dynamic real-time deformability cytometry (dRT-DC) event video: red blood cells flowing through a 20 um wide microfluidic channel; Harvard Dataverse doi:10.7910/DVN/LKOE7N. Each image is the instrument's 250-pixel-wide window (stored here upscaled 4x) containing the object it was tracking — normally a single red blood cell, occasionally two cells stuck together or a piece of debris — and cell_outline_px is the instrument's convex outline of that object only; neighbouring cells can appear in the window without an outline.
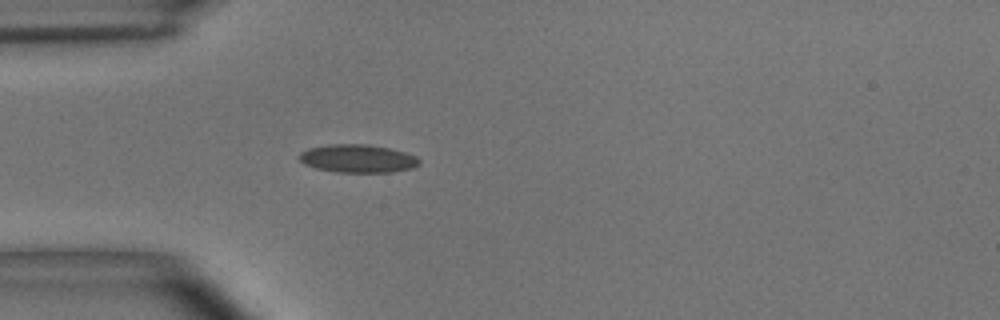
{"species": "common noctule bat (a hibernating species)", "species_latin": "Nyctalus noctula", "temperature_condition": "room temperature", "stored_images_in_passage": 4, "camera_frame_rate_fps": 3000, "um_per_image_px": 0.085, "animal": {"sex": "male", "body_mass_g": 15.6}, "frame": {"image": 1, "passage_image": 4, "time_ms": 1.0, "image_size_px": [1000, 320], "cell_outline_px": [[420, 164], [412, 168], [392, 172], [336, 172], [316, 168], [304, 164], [300, 160], [300, 152], [308, 148], [332, 144], [368, 144], [388, 148], [404, 152], [416, 156], [420, 160]], "centroid_in_image_um": [30.41, 13.48], "position_along_channel_um": 54.6, "area_um2": 19.59}}